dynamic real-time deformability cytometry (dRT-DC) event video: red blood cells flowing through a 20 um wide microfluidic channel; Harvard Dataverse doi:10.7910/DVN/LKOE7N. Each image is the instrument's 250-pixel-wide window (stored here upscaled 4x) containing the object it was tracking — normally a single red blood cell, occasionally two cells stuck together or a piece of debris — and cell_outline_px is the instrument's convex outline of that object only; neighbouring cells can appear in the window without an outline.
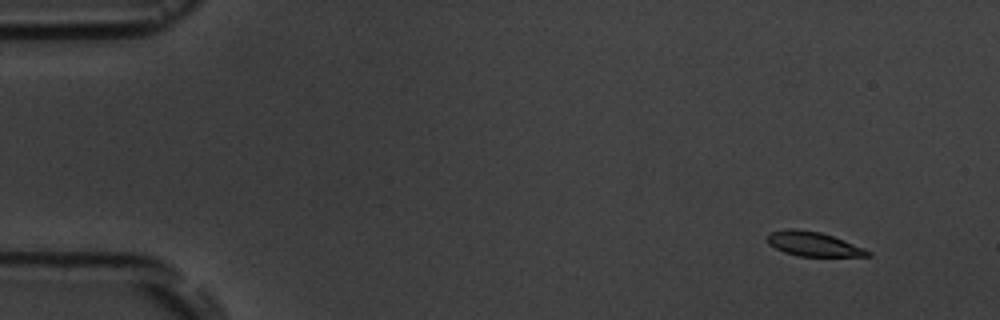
{"species": "common noctule bat (a hibernating species)", "species_latin": "Nyctalus noctula", "temperature_condition": "room temperature", "stored_images_in_passage": 5, "camera_frame_rate_fps": 3000, "um_per_image_px": 0.085, "animal": {"sex": "male", "body_mass_g": 19.5, "forearm_length_mm": 54.6}, "frame": {"image": 1, "passage_image": 1, "time_ms": 0.0, "image_size_px": [1000, 320], "cell_outline_px": [[872, 256], [796, 256], [784, 252], [768, 244], [768, 232], [788, 228], [792, 228], [820, 232], [832, 236], [864, 248], [872, 252]], "centroid_in_image_um": [69.11, 20.74], "position_along_channel_um": 15.9, "area_um2": 14.22}}
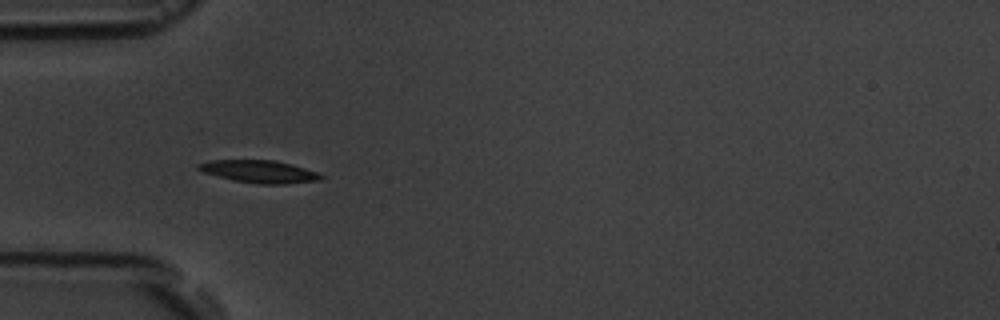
{"frame": {"image": 2, "passage_image": 4, "time_ms": 4.333, "image_size_px": [1000, 320], "cell_outline_px": [[324, 176], [320, 180], [284, 184], [260, 184], [232, 180], [204, 172], [196, 168], [196, 164], [208, 160], [276, 160], [292, 164], [316, 172]], "centroid_in_image_um": [22.02, 14.57], "position_along_channel_um": 63.0, "area_um2": 16.07}}
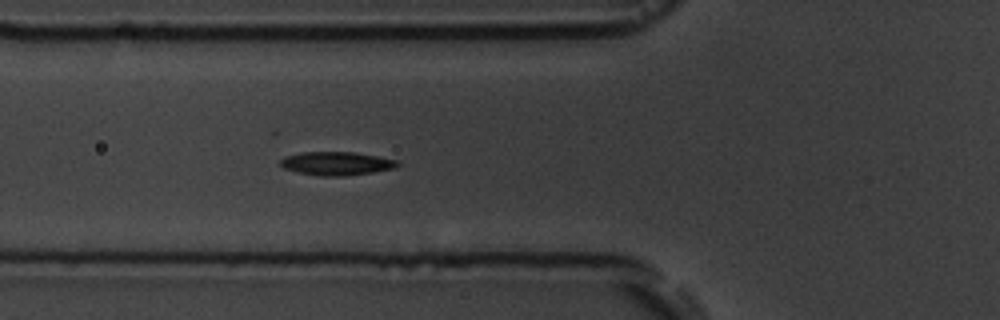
{"frame": {"image": 3, "passage_image": 5, "time_ms": 5.333, "image_size_px": [1000, 320], "cell_outline_px": [[400, 164], [392, 168], [372, 172], [344, 176], [320, 176], [300, 172], [284, 168], [280, 164], [280, 160], [284, 156], [300, 152], [352, 152], [400, 160]], "centroid_in_image_um": [28.59, 13.88], "position_along_channel_um": 97.2, "area_um2": 15.9}}